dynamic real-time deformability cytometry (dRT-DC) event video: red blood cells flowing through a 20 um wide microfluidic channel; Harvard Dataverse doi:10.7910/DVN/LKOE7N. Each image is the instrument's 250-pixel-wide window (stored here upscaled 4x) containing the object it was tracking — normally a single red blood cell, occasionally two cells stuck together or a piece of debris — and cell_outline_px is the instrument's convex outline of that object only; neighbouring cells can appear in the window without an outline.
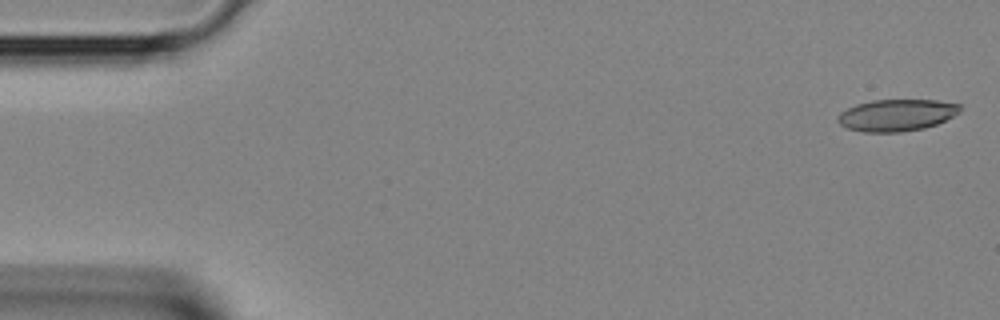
{"species": "Egyptian fruit bat (a non-hibernating species)", "species_latin": "Rousettus aegyptiacus", "temperature_condition": "room temperature", "stored_images_in_passage": 36, "camera_frame_rate_fps": 3000, "um_per_image_px": 0.085, "animal": {"sex": "female"}, "frame": {"image": 1, "passage_image": 1, "time_ms": 0.0, "image_size_px": [1000, 320], "cell_outline_px": [[960, 112], [936, 124], [924, 128], [900, 132], [864, 132], [848, 128], [840, 124], [836, 120], [836, 116], [840, 112], [856, 104], [872, 100], [936, 100], [960, 104]], "centroid_in_image_um": [76.18, 9.78], "position_along_channel_um": 8.8, "area_um2": 22.6}}
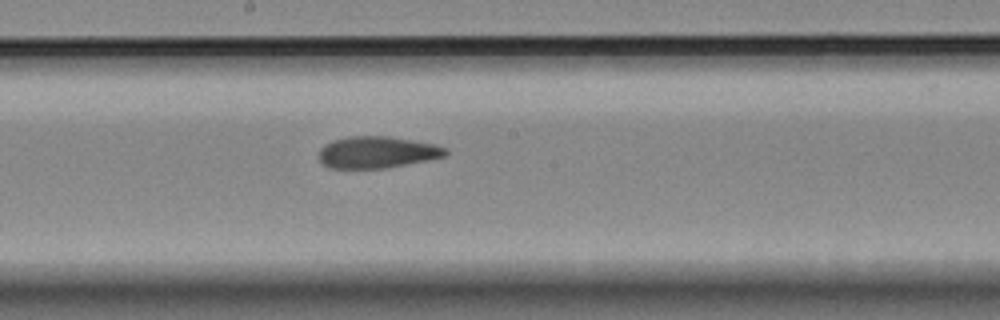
{"frame": {"image": 2, "passage_image": 20, "time_ms": 6.333, "image_size_px": [1000, 320], "cell_outline_px": [[448, 152], [444, 156], [428, 160], [384, 168], [328, 168], [316, 156], [320, 148], [324, 144], [332, 140], [348, 136], [388, 136], [436, 144], [448, 148]], "centroid_in_image_um": [32.02, 12.93], "position_along_channel_um": 216.2, "area_um2": 23.58}}
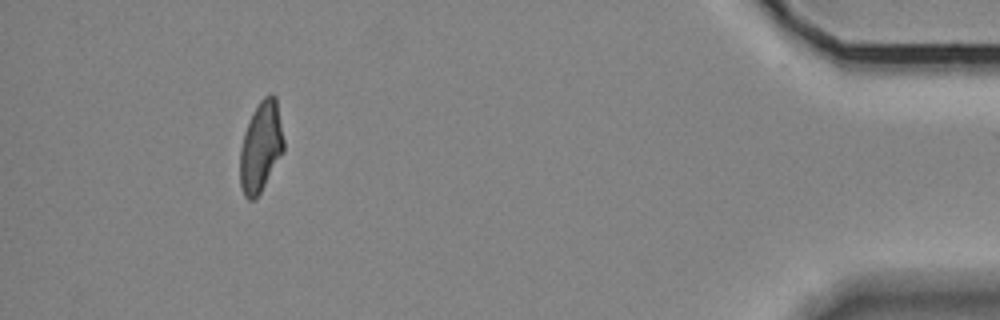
{"frame": {"image": 3, "passage_image": 35, "time_ms": 11.333, "image_size_px": [1000, 320], "cell_outline_px": [[284, 152], [260, 192], [252, 200], [248, 200], [244, 196], [240, 184], [240, 148], [244, 132], [252, 112], [260, 100], [268, 92], [272, 92], [276, 96], [284, 140]], "centroid_in_image_um": [22.18, 12.43], "position_along_channel_um": 413.0, "area_um2": 23.18}}